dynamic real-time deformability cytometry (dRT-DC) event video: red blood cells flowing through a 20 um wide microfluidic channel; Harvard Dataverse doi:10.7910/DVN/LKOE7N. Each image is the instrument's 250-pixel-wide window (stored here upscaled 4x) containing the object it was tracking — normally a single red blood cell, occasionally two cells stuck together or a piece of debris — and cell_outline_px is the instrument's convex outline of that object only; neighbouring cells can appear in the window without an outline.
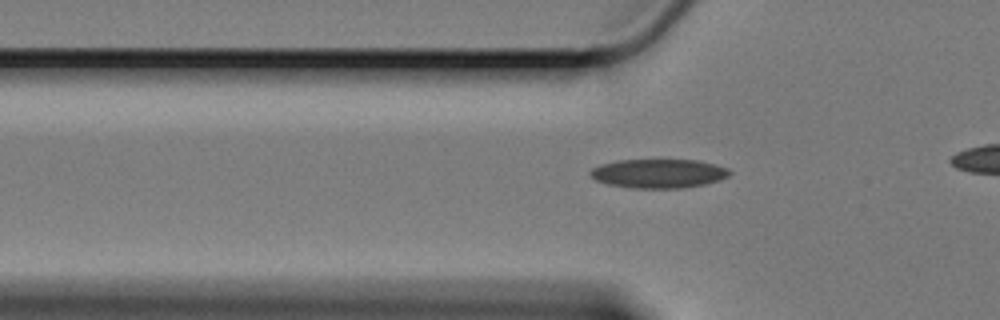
{"species": "Egyptian fruit bat (a non-hibernating species)", "species_latin": "Rousettus aegyptiacus", "temperature_condition": "cold", "stored_images_in_passage": 44, "camera_frame_rate_fps": 3000, "um_per_image_px": 0.085, "animal": {"sex": "female"}, "frame": {"image": 1, "passage_image": 14, "time_ms": 4.333, "image_size_px": [1000, 320], "cell_outline_px": [[732, 172], [728, 176], [720, 180], [704, 184], [680, 188], [632, 188], [608, 184], [596, 180], [588, 172], [592, 168], [600, 164], [616, 160], [700, 160], [716, 164], [728, 168]], "centroid_in_image_um": [55.99, 14.74], "position_along_channel_um": 69.8, "area_um2": 23.64}}
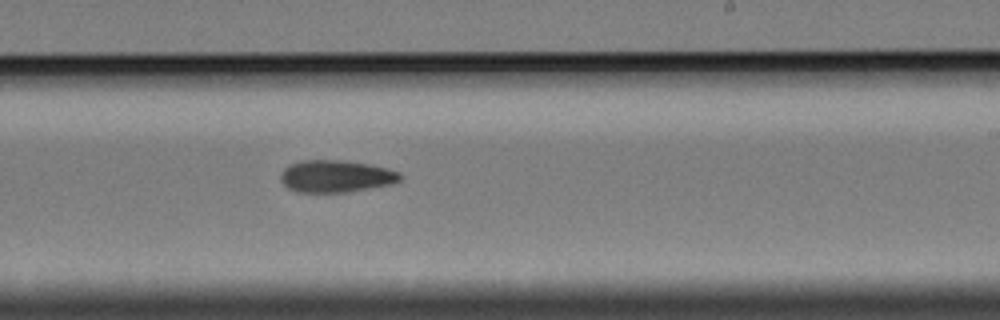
{"frame": {"image": 2, "passage_image": 31, "time_ms": 10.0, "image_size_px": [1000, 320], "cell_outline_px": [[404, 176], [400, 180], [392, 184], [348, 192], [300, 192], [288, 188], [280, 180], [280, 176], [284, 168], [292, 164], [304, 160], [340, 160], [368, 164], [400, 172]], "centroid_in_image_um": [28.57, 14.99], "position_along_channel_um": 260.4, "area_um2": 22.25}}
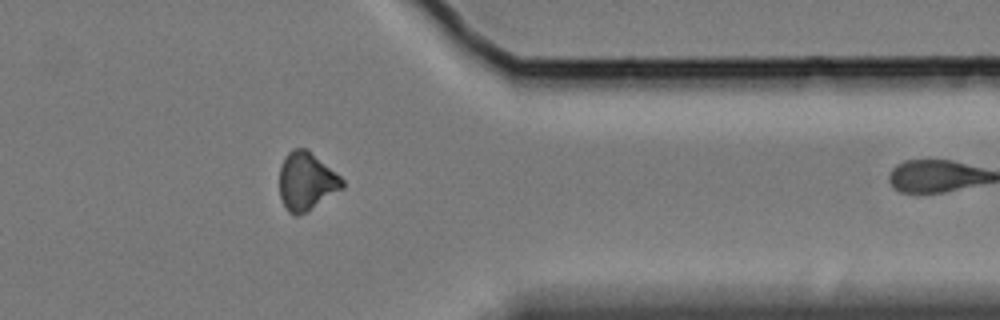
{"frame": {"image": 3, "passage_image": 43, "time_ms": 14.0, "image_size_px": [1000, 320], "cell_outline_px": [[344, 188], [304, 212], [296, 216], [288, 212], [280, 196], [280, 164], [284, 156], [292, 148], [304, 148], [340, 176], [344, 180]], "centroid_in_image_um": [26.02, 15.4], "position_along_channel_um": 385.4, "area_um2": 20.81}}